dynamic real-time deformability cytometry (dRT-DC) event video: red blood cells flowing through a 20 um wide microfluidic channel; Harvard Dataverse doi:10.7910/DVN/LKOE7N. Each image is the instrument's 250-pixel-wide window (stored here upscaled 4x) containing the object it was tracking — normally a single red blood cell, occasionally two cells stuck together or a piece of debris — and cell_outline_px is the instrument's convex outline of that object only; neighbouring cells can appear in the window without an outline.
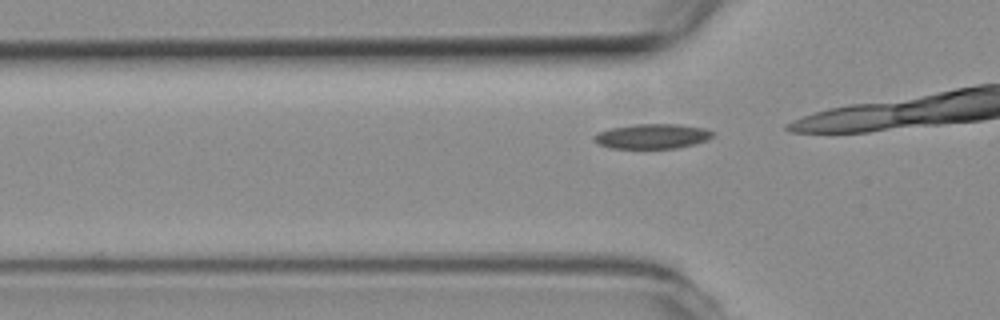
{"species": "common noctule bat (a hibernating species)", "species_latin": "Nyctalus noctula", "temperature_condition": "room temperature", "stored_images_in_passage": 10, "camera_frame_rate_fps": 3000, "um_per_image_px": 0.085, "animal": {"sex": "female", "body_mass_g": 19.3, "forearm_length_mm": 54.1}, "frame": {"image": 1, "passage_image": 5, "time_ms": 1.333, "image_size_px": [1000, 320], "cell_outline_px": [[712, 136], [708, 140], [696, 144], [676, 148], [612, 148], [600, 144], [592, 140], [592, 136], [596, 132], [608, 128], [636, 124], [676, 124], [704, 128], [712, 132]], "centroid_in_image_um": [55.39, 11.58], "position_along_channel_um": 70.4, "area_um2": 17.22}}